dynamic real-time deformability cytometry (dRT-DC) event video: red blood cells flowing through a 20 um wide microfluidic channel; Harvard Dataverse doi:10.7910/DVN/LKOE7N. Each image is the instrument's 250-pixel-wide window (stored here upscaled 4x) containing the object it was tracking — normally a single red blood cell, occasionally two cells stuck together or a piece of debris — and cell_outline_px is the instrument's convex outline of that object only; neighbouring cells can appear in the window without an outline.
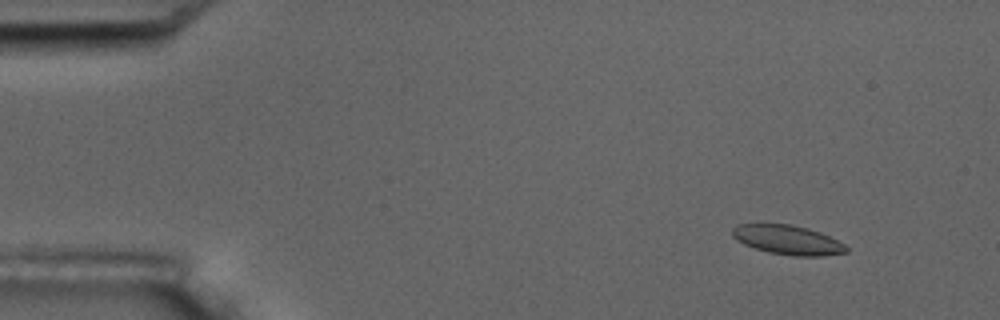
{"species": "common noctule bat (a hibernating species)", "species_latin": "Nyctalus noctula", "temperature_condition": "room temperature", "stored_images_in_passage": 5, "camera_frame_rate_fps": 3000, "um_per_image_px": 0.085, "animal": {"sex": "male", "body_mass_g": 17.5, "forearm_length_mm": 52.3}, "frame": {"image": 1, "passage_image": 2, "time_ms": 1.0, "image_size_px": [1000, 320], "cell_outline_px": [[848, 252], [824, 256], [792, 256], [768, 252], [744, 244], [736, 240], [732, 236], [732, 228], [736, 224], [792, 224], [808, 228], [820, 232], [844, 244], [848, 248]], "centroid_in_image_um": [66.95, 20.39], "position_along_channel_um": 18.1, "area_um2": 19.54}}
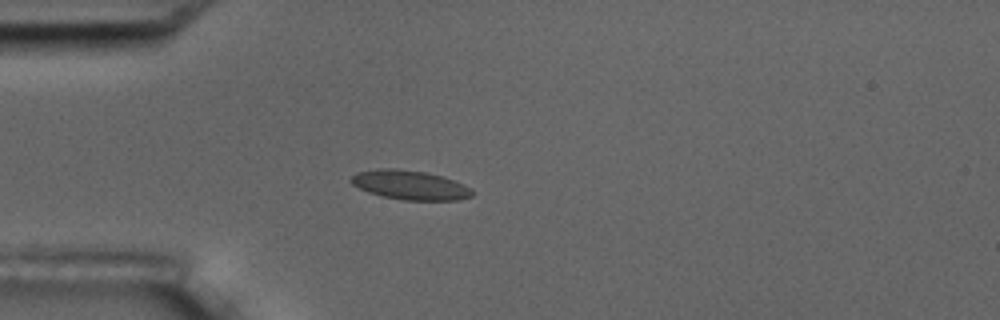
{"frame": {"image": 2, "passage_image": 5, "time_ms": 4.333, "image_size_px": [1000, 320], "cell_outline_px": [[476, 192], [472, 196], [460, 200], [404, 200], [384, 196], [368, 192], [352, 184], [348, 180], [356, 172], [380, 168], [396, 168], [424, 172], [444, 176], [464, 184], [472, 188]], "centroid_in_image_um": [34.89, 15.72], "position_along_channel_um": 50.1, "area_um2": 20.87}}